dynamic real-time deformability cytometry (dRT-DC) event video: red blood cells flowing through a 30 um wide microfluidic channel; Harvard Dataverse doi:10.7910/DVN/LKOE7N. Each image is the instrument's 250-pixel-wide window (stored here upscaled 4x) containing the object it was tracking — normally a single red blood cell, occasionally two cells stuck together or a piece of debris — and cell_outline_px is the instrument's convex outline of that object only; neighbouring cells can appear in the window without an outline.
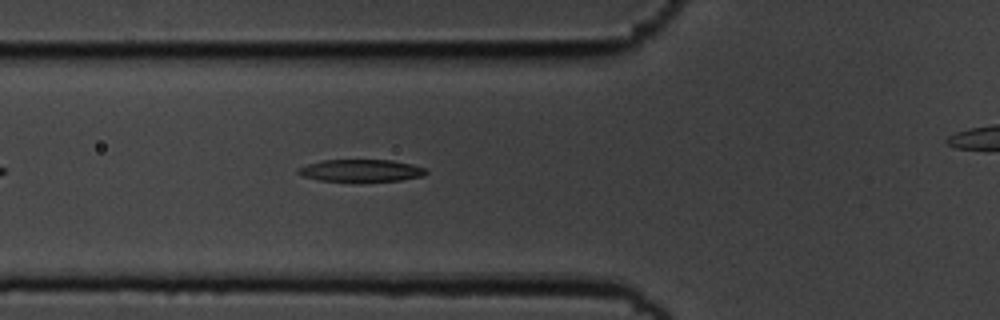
{"species": "common noctule bat (a hibernating species)", "species_latin": "Nyctalus noctula", "temperature_condition": "cold", "stored_images_in_passage": 36, "camera_frame_rate_fps": 3000, "um_per_image_px": 0.085, "animal": {"sex": "male", "body_mass_g": 19.5, "forearm_length_mm": 54.6}, "frame": {"image": 1, "passage_image": 7, "time_ms": 2.0, "image_size_px": [1000, 320], "cell_outline_px": [[428, 172], [424, 176], [400, 180], [320, 180], [300, 176], [296, 172], [296, 168], [320, 160], [392, 160], [412, 164], [424, 168]], "centroid_in_image_um": [30.65, 14.47], "position_along_channel_um": 95.2, "area_um2": 16.3}}
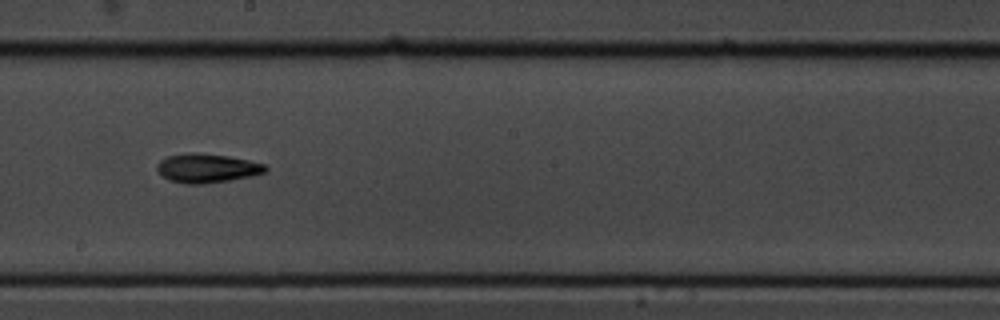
{"frame": {"image": 2, "passage_image": 18, "time_ms": 5.667, "image_size_px": [1000, 320], "cell_outline_px": [[268, 168], [264, 172], [252, 176], [204, 184], [184, 184], [168, 180], [160, 176], [156, 168], [156, 164], [160, 160], [168, 156], [188, 152], [196, 152], [228, 156], [248, 160], [264, 164]], "centroid_in_image_um": [17.53, 14.29], "position_along_channel_um": 230.7, "area_um2": 18.5}}
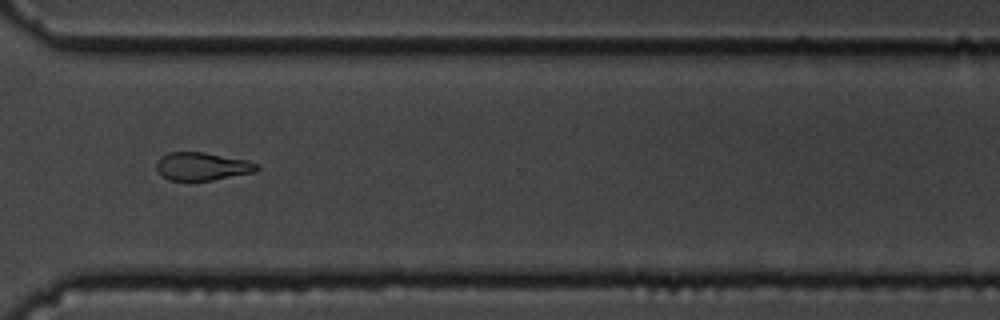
{"frame": {"image": 3, "passage_image": 28, "time_ms": 9.0, "image_size_px": [1000, 320], "cell_outline_px": [[260, 168], [256, 172], [212, 180], [168, 180], [156, 168], [156, 164], [160, 156], [168, 152], [204, 152], [248, 160], [260, 164]], "centroid_in_image_um": [17.23, 14.13], "position_along_channel_um": 353.4, "area_um2": 16.47}, "authors_computed_cell_mechanics": {"area_um2": 17.0221, "velocity_mm_per_s": 3.678, "shape_relaxation_time_tau1_ms": 3.3285, "shape_relaxation_time_tau2_ms": 6.7649, "deformation_change_tau1": 0.1642, "deformation_change_tau2": 0.1572}}